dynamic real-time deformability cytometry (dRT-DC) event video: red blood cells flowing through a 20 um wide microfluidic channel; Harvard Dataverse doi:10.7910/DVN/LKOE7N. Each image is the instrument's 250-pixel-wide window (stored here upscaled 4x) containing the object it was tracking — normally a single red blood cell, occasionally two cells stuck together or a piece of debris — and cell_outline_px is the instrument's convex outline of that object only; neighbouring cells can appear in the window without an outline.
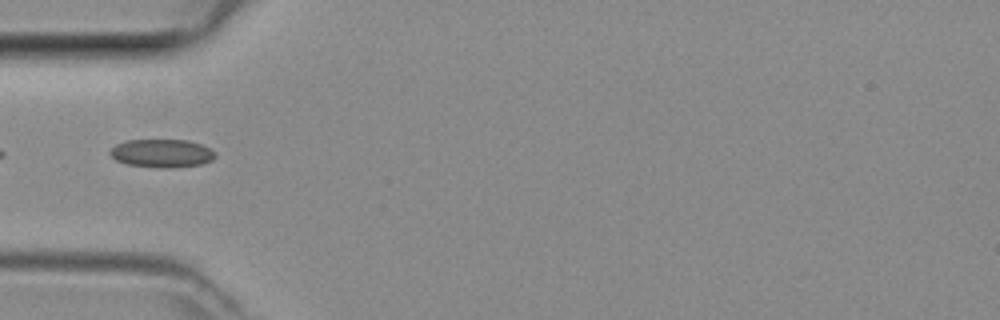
{"species": "common noctule bat (a hibernating species)", "species_latin": "Nyctalus noctula", "temperature_condition": "room temperature", "stored_images_in_passage": 24, "camera_frame_rate_fps": 3000, "um_per_image_px": 0.085, "animal": {"sex": "female", "body_mass_g": 29.2, "forearm_length_mm": 56.3}, "frame": {"image": 1, "passage_image": 14, "time_ms": 4.333, "image_size_px": [1000, 320], "cell_outline_px": [[216, 156], [212, 160], [200, 164], [168, 168], [164, 168], [128, 164], [116, 160], [108, 152], [116, 144], [128, 140], [188, 140], [212, 148], [216, 152]], "centroid_in_image_um": [13.79, 13.02], "position_along_channel_um": 71.2, "area_um2": 17.22}}